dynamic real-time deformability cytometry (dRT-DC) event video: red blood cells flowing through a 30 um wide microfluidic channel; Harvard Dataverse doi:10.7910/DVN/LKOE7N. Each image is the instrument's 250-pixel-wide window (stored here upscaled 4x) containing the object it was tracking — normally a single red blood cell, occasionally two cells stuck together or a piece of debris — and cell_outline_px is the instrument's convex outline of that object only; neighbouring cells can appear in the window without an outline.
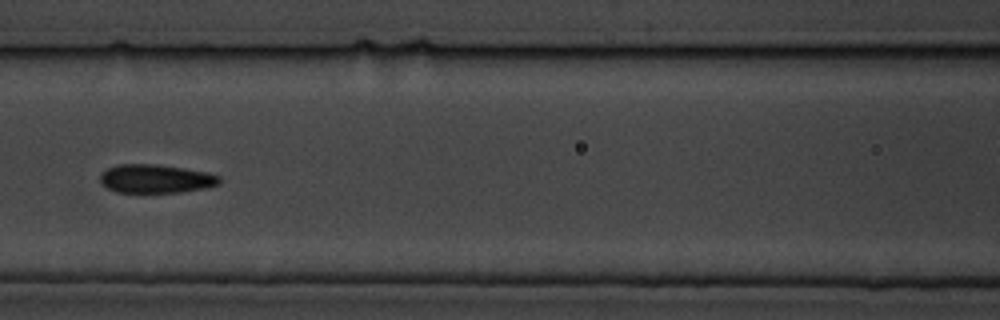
{"species": "common noctule bat (a hibernating species)", "species_latin": "Nyctalus noctula", "temperature_condition": "cold", "stored_images_in_passage": 9, "segment_of_instrument_passage": [1, 2], "camera_frame_rate_fps": 3000, "um_per_image_px": 0.085, "animal": {"sex": "male", "body_mass_g": 19.5, "forearm_length_mm": 54.6}, "frame": {"image": 1, "passage_image": 7, "time_ms": 6.667, "image_size_px": [1000, 320], "cell_outline_px": [[220, 184], [204, 188], [180, 192], [116, 192], [100, 184], [100, 172], [116, 164], [156, 164], [184, 168], [208, 172], [220, 176]], "centroid_in_image_um": [13.22, 15.18], "position_along_channel_um": 153.4, "area_um2": 20.0}}
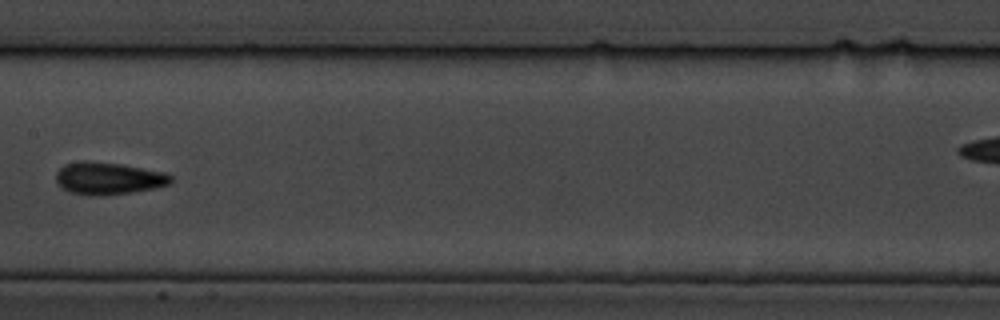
{"frame": {"image": 2, "passage_image": 8, "time_ms": 8.0, "image_size_px": [1000, 320], "cell_outline_px": [[172, 180], [168, 184], [152, 188], [132, 192], [100, 196], [92, 196], [68, 192], [56, 180], [56, 172], [64, 164], [84, 160], [88, 160], [124, 164], [164, 172], [172, 176]], "centroid_in_image_um": [9.19, 15.14], "position_along_channel_um": 198.2, "area_um2": 21.68}}